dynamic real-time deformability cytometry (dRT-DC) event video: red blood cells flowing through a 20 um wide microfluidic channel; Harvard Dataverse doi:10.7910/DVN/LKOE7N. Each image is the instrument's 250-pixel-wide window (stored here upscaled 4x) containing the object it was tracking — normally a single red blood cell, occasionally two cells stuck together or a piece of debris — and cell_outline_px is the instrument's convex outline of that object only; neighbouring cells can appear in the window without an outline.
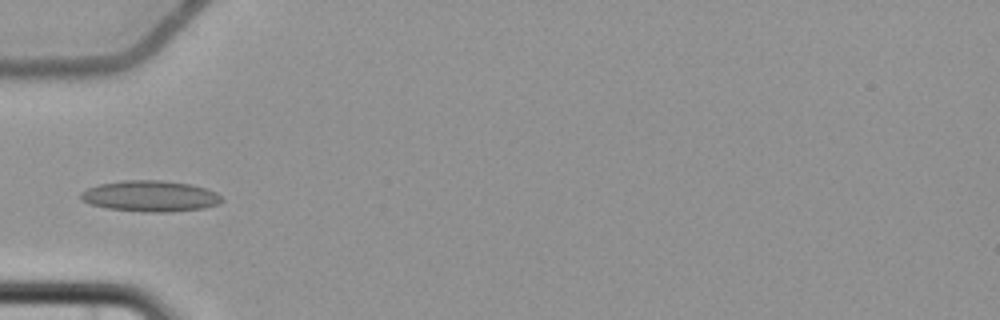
{"species": "common noctule bat (a hibernating species)", "species_latin": "Nyctalus noctula", "temperature_condition": "cold", "stored_images_in_passage": 8, "camera_frame_rate_fps": 3000, "um_per_image_px": 0.085, "animal": {"sex": "female", "body_mass_g": 22.7, "forearm_length_mm": 54.2}, "frame": {"image": 1, "passage_image": 6, "time_ms": 6.333, "image_size_px": [1000, 320], "cell_outline_px": [[224, 200], [220, 204], [204, 208], [168, 212], [144, 212], [108, 208], [92, 204], [84, 200], [80, 196], [80, 192], [88, 188], [100, 184], [124, 180], [160, 180], [192, 184], [208, 188], [216, 192]], "centroid_in_image_um": [12.84, 16.66], "position_along_channel_um": 72.2, "area_um2": 25.49}}
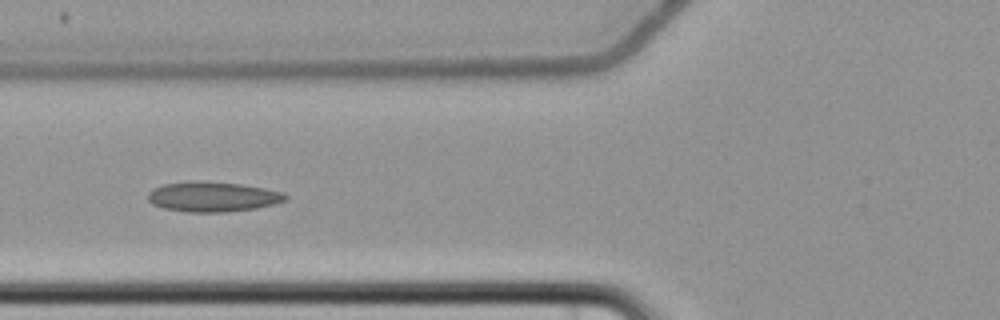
{"frame": {"image": 2, "passage_image": 7, "time_ms": 7.333, "image_size_px": [1000, 320], "cell_outline_px": [[288, 200], [256, 208], [228, 212], [188, 212], [164, 208], [152, 204], [148, 200], [148, 192], [152, 188], [164, 184], [196, 180], [200, 180], [240, 184], [264, 188], [284, 192], [288, 196]], "centroid_in_image_um": [18.08, 16.71], "position_along_channel_um": 107.7, "area_um2": 24.22}}
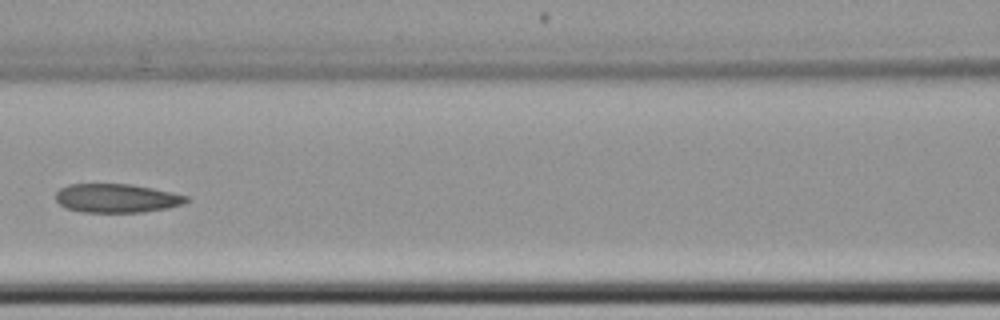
{"frame": {"image": 3, "passage_image": 8, "time_ms": 8.667, "image_size_px": [1000, 320], "cell_outline_px": [[188, 200], [184, 204], [168, 208], [140, 212], [84, 212], [64, 208], [56, 200], [56, 192], [60, 188], [68, 184], [132, 184], [172, 192], [188, 196]], "centroid_in_image_um": [9.91, 16.84], "position_along_channel_um": 156.7, "area_um2": 21.96}}